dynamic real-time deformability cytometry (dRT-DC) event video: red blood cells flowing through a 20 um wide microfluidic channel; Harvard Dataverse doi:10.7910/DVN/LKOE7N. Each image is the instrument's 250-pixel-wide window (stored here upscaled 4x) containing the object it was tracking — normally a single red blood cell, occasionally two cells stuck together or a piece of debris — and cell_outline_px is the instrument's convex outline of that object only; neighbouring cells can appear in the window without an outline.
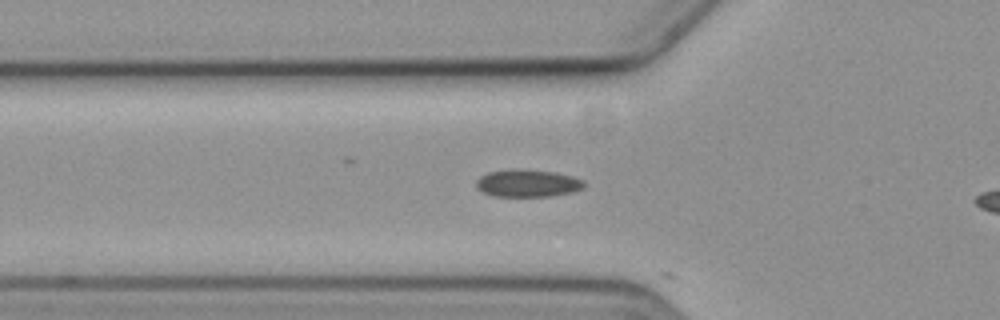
{"species": "common noctule bat (a hibernating species)", "species_latin": "Nyctalus noctula", "temperature_condition": "cold", "stored_images_in_passage": 9, "camera_frame_rate_fps": 3000, "um_per_image_px": 0.085, "animal": {"sex": "female", "body_mass_g": 19.3, "forearm_length_mm": 54.1}, "frame": {"image": 1, "passage_image": 7, "time_ms": 2.0, "image_size_px": [1000, 320], "cell_outline_px": [[584, 188], [572, 192], [552, 196], [492, 196], [476, 188], [476, 180], [480, 176], [488, 172], [512, 168], [516, 168], [556, 172], [572, 176], [584, 180]], "centroid_in_image_um": [44.84, 15.56], "position_along_channel_um": 81.0, "area_um2": 17.46}}